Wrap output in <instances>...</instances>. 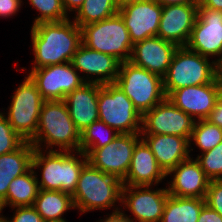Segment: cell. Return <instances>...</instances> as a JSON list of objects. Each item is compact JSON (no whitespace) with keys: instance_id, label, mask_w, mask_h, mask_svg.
<instances>
[{"instance_id":"cell-1","label":"cell","mask_w":222,"mask_h":222,"mask_svg":"<svg viewBox=\"0 0 222 222\" xmlns=\"http://www.w3.org/2000/svg\"><path fill=\"white\" fill-rule=\"evenodd\" d=\"M34 62L31 69L71 62L82 44V30L70 18L31 26Z\"/></svg>"},{"instance_id":"cell-2","label":"cell","mask_w":222,"mask_h":222,"mask_svg":"<svg viewBox=\"0 0 222 222\" xmlns=\"http://www.w3.org/2000/svg\"><path fill=\"white\" fill-rule=\"evenodd\" d=\"M87 162L88 158L82 151H48L35 148L32 156V168L42 170L40 180L36 173L39 188L63 191L71 195L77 187L81 169Z\"/></svg>"},{"instance_id":"cell-3","label":"cell","mask_w":222,"mask_h":222,"mask_svg":"<svg viewBox=\"0 0 222 222\" xmlns=\"http://www.w3.org/2000/svg\"><path fill=\"white\" fill-rule=\"evenodd\" d=\"M29 142L42 150L80 151V132L63 100L43 102L37 132Z\"/></svg>"},{"instance_id":"cell-4","label":"cell","mask_w":222,"mask_h":222,"mask_svg":"<svg viewBox=\"0 0 222 222\" xmlns=\"http://www.w3.org/2000/svg\"><path fill=\"white\" fill-rule=\"evenodd\" d=\"M122 187V180L87 162L81 169L77 187L72 194L75 209L80 211L81 215L112 207L115 209L113 212L120 211L121 207L116 204L119 202L121 205Z\"/></svg>"},{"instance_id":"cell-5","label":"cell","mask_w":222,"mask_h":222,"mask_svg":"<svg viewBox=\"0 0 222 222\" xmlns=\"http://www.w3.org/2000/svg\"><path fill=\"white\" fill-rule=\"evenodd\" d=\"M216 77L215 60H210L187 46H180L173 55L167 74L163 77V90L167 98L174 90L211 83Z\"/></svg>"},{"instance_id":"cell-6","label":"cell","mask_w":222,"mask_h":222,"mask_svg":"<svg viewBox=\"0 0 222 222\" xmlns=\"http://www.w3.org/2000/svg\"><path fill=\"white\" fill-rule=\"evenodd\" d=\"M115 84L128 96L141 115L166 98L163 78L130 61L121 63Z\"/></svg>"},{"instance_id":"cell-7","label":"cell","mask_w":222,"mask_h":222,"mask_svg":"<svg viewBox=\"0 0 222 222\" xmlns=\"http://www.w3.org/2000/svg\"><path fill=\"white\" fill-rule=\"evenodd\" d=\"M81 30L82 44L87 48L111 55L121 63L130 60L133 43L119 13L99 22L84 25Z\"/></svg>"},{"instance_id":"cell-8","label":"cell","mask_w":222,"mask_h":222,"mask_svg":"<svg viewBox=\"0 0 222 222\" xmlns=\"http://www.w3.org/2000/svg\"><path fill=\"white\" fill-rule=\"evenodd\" d=\"M99 120L119 134L141 132L142 115L128 96L115 84H98Z\"/></svg>"},{"instance_id":"cell-9","label":"cell","mask_w":222,"mask_h":222,"mask_svg":"<svg viewBox=\"0 0 222 222\" xmlns=\"http://www.w3.org/2000/svg\"><path fill=\"white\" fill-rule=\"evenodd\" d=\"M6 118L25 141H30L37 132L38 119L44 102L36 84L25 76L12 95Z\"/></svg>"},{"instance_id":"cell-10","label":"cell","mask_w":222,"mask_h":222,"mask_svg":"<svg viewBox=\"0 0 222 222\" xmlns=\"http://www.w3.org/2000/svg\"><path fill=\"white\" fill-rule=\"evenodd\" d=\"M140 139V133L118 134L111 143L97 149H88L84 154L93 167L123 180L130 168L136 143Z\"/></svg>"},{"instance_id":"cell-11","label":"cell","mask_w":222,"mask_h":222,"mask_svg":"<svg viewBox=\"0 0 222 222\" xmlns=\"http://www.w3.org/2000/svg\"><path fill=\"white\" fill-rule=\"evenodd\" d=\"M44 101H60L85 82L71 62L28 71Z\"/></svg>"},{"instance_id":"cell-12","label":"cell","mask_w":222,"mask_h":222,"mask_svg":"<svg viewBox=\"0 0 222 222\" xmlns=\"http://www.w3.org/2000/svg\"><path fill=\"white\" fill-rule=\"evenodd\" d=\"M196 120L168 98L142 115L140 134L176 135L190 140Z\"/></svg>"},{"instance_id":"cell-13","label":"cell","mask_w":222,"mask_h":222,"mask_svg":"<svg viewBox=\"0 0 222 222\" xmlns=\"http://www.w3.org/2000/svg\"><path fill=\"white\" fill-rule=\"evenodd\" d=\"M153 186L123 185L121 206L135 217L127 216L132 222H160L166 200L169 196L167 187L152 189Z\"/></svg>"},{"instance_id":"cell-14","label":"cell","mask_w":222,"mask_h":222,"mask_svg":"<svg viewBox=\"0 0 222 222\" xmlns=\"http://www.w3.org/2000/svg\"><path fill=\"white\" fill-rule=\"evenodd\" d=\"M190 50L205 57L222 58V11L198 6V16L186 45Z\"/></svg>"},{"instance_id":"cell-15","label":"cell","mask_w":222,"mask_h":222,"mask_svg":"<svg viewBox=\"0 0 222 222\" xmlns=\"http://www.w3.org/2000/svg\"><path fill=\"white\" fill-rule=\"evenodd\" d=\"M221 95L222 84L216 77L211 83L174 90L167 98L183 112L200 120L209 116Z\"/></svg>"},{"instance_id":"cell-16","label":"cell","mask_w":222,"mask_h":222,"mask_svg":"<svg viewBox=\"0 0 222 222\" xmlns=\"http://www.w3.org/2000/svg\"><path fill=\"white\" fill-rule=\"evenodd\" d=\"M132 43L157 36L162 6L156 0H139L118 10Z\"/></svg>"},{"instance_id":"cell-17","label":"cell","mask_w":222,"mask_h":222,"mask_svg":"<svg viewBox=\"0 0 222 222\" xmlns=\"http://www.w3.org/2000/svg\"><path fill=\"white\" fill-rule=\"evenodd\" d=\"M71 63L79 73L86 74L81 76L85 83L100 85L115 83L121 65L117 58L91 50L83 44L73 55Z\"/></svg>"},{"instance_id":"cell-18","label":"cell","mask_w":222,"mask_h":222,"mask_svg":"<svg viewBox=\"0 0 222 222\" xmlns=\"http://www.w3.org/2000/svg\"><path fill=\"white\" fill-rule=\"evenodd\" d=\"M199 4H181L162 7L157 36L180 46H186L191 36Z\"/></svg>"},{"instance_id":"cell-19","label":"cell","mask_w":222,"mask_h":222,"mask_svg":"<svg viewBox=\"0 0 222 222\" xmlns=\"http://www.w3.org/2000/svg\"><path fill=\"white\" fill-rule=\"evenodd\" d=\"M178 46L159 36L146 38L133 44L130 62L162 78L167 74Z\"/></svg>"},{"instance_id":"cell-20","label":"cell","mask_w":222,"mask_h":222,"mask_svg":"<svg viewBox=\"0 0 222 222\" xmlns=\"http://www.w3.org/2000/svg\"><path fill=\"white\" fill-rule=\"evenodd\" d=\"M193 157L180 162L166 175H170L168 193L172 196L205 199L210 179L201 169L199 162Z\"/></svg>"},{"instance_id":"cell-21","label":"cell","mask_w":222,"mask_h":222,"mask_svg":"<svg viewBox=\"0 0 222 222\" xmlns=\"http://www.w3.org/2000/svg\"><path fill=\"white\" fill-rule=\"evenodd\" d=\"M166 177V173L158 165L152 151L141 138L134 148L130 168L122 180L123 185L156 186Z\"/></svg>"},{"instance_id":"cell-22","label":"cell","mask_w":222,"mask_h":222,"mask_svg":"<svg viewBox=\"0 0 222 222\" xmlns=\"http://www.w3.org/2000/svg\"><path fill=\"white\" fill-rule=\"evenodd\" d=\"M140 135L166 174L180 162L191 157L188 138L164 134Z\"/></svg>"},{"instance_id":"cell-23","label":"cell","mask_w":222,"mask_h":222,"mask_svg":"<svg viewBox=\"0 0 222 222\" xmlns=\"http://www.w3.org/2000/svg\"><path fill=\"white\" fill-rule=\"evenodd\" d=\"M63 101L80 133L99 120L98 84L84 83L80 88L69 93Z\"/></svg>"},{"instance_id":"cell-24","label":"cell","mask_w":222,"mask_h":222,"mask_svg":"<svg viewBox=\"0 0 222 222\" xmlns=\"http://www.w3.org/2000/svg\"><path fill=\"white\" fill-rule=\"evenodd\" d=\"M35 147L25 141L18 149L0 155V203L6 198L10 183L32 167Z\"/></svg>"},{"instance_id":"cell-25","label":"cell","mask_w":222,"mask_h":222,"mask_svg":"<svg viewBox=\"0 0 222 222\" xmlns=\"http://www.w3.org/2000/svg\"><path fill=\"white\" fill-rule=\"evenodd\" d=\"M36 170L32 167L24 174L16 177L9 186L6 198L0 203V213L4 207L33 206L39 193Z\"/></svg>"},{"instance_id":"cell-26","label":"cell","mask_w":222,"mask_h":222,"mask_svg":"<svg viewBox=\"0 0 222 222\" xmlns=\"http://www.w3.org/2000/svg\"><path fill=\"white\" fill-rule=\"evenodd\" d=\"M33 207L44 221L64 219V213L69 209H75L71 194L43 189L39 190Z\"/></svg>"},{"instance_id":"cell-27","label":"cell","mask_w":222,"mask_h":222,"mask_svg":"<svg viewBox=\"0 0 222 222\" xmlns=\"http://www.w3.org/2000/svg\"><path fill=\"white\" fill-rule=\"evenodd\" d=\"M205 199L169 195L160 222H198Z\"/></svg>"},{"instance_id":"cell-28","label":"cell","mask_w":222,"mask_h":222,"mask_svg":"<svg viewBox=\"0 0 222 222\" xmlns=\"http://www.w3.org/2000/svg\"><path fill=\"white\" fill-rule=\"evenodd\" d=\"M118 10L115 0H84L73 21L81 28L112 17L118 13Z\"/></svg>"},{"instance_id":"cell-29","label":"cell","mask_w":222,"mask_h":222,"mask_svg":"<svg viewBox=\"0 0 222 222\" xmlns=\"http://www.w3.org/2000/svg\"><path fill=\"white\" fill-rule=\"evenodd\" d=\"M118 134L103 121L97 120L80 133V151L85 153L88 149L103 147L111 143Z\"/></svg>"},{"instance_id":"cell-30","label":"cell","mask_w":222,"mask_h":222,"mask_svg":"<svg viewBox=\"0 0 222 222\" xmlns=\"http://www.w3.org/2000/svg\"><path fill=\"white\" fill-rule=\"evenodd\" d=\"M222 141V128L210 123L206 119L196 120L191 138L189 140L190 151H193L192 145L197 146L201 153L211 150ZM194 142V143H191Z\"/></svg>"},{"instance_id":"cell-31","label":"cell","mask_w":222,"mask_h":222,"mask_svg":"<svg viewBox=\"0 0 222 222\" xmlns=\"http://www.w3.org/2000/svg\"><path fill=\"white\" fill-rule=\"evenodd\" d=\"M32 8H35L39 15L33 21L32 26L42 22H59L69 18L62 0H28Z\"/></svg>"},{"instance_id":"cell-32","label":"cell","mask_w":222,"mask_h":222,"mask_svg":"<svg viewBox=\"0 0 222 222\" xmlns=\"http://www.w3.org/2000/svg\"><path fill=\"white\" fill-rule=\"evenodd\" d=\"M206 176L212 180H222V141L209 151L195 158Z\"/></svg>"},{"instance_id":"cell-33","label":"cell","mask_w":222,"mask_h":222,"mask_svg":"<svg viewBox=\"0 0 222 222\" xmlns=\"http://www.w3.org/2000/svg\"><path fill=\"white\" fill-rule=\"evenodd\" d=\"M0 111V155L18 149L25 140L13 130L8 119Z\"/></svg>"},{"instance_id":"cell-34","label":"cell","mask_w":222,"mask_h":222,"mask_svg":"<svg viewBox=\"0 0 222 222\" xmlns=\"http://www.w3.org/2000/svg\"><path fill=\"white\" fill-rule=\"evenodd\" d=\"M205 203L222 216V180H212L205 196Z\"/></svg>"},{"instance_id":"cell-35","label":"cell","mask_w":222,"mask_h":222,"mask_svg":"<svg viewBox=\"0 0 222 222\" xmlns=\"http://www.w3.org/2000/svg\"><path fill=\"white\" fill-rule=\"evenodd\" d=\"M13 209V217L9 219L3 216L5 222H45L33 206L13 207Z\"/></svg>"},{"instance_id":"cell-36","label":"cell","mask_w":222,"mask_h":222,"mask_svg":"<svg viewBox=\"0 0 222 222\" xmlns=\"http://www.w3.org/2000/svg\"><path fill=\"white\" fill-rule=\"evenodd\" d=\"M23 0H0V17L8 18L19 12Z\"/></svg>"},{"instance_id":"cell-37","label":"cell","mask_w":222,"mask_h":222,"mask_svg":"<svg viewBox=\"0 0 222 222\" xmlns=\"http://www.w3.org/2000/svg\"><path fill=\"white\" fill-rule=\"evenodd\" d=\"M206 120L222 128V95L216 101L215 107L212 109Z\"/></svg>"},{"instance_id":"cell-38","label":"cell","mask_w":222,"mask_h":222,"mask_svg":"<svg viewBox=\"0 0 222 222\" xmlns=\"http://www.w3.org/2000/svg\"><path fill=\"white\" fill-rule=\"evenodd\" d=\"M198 222H222V216L205 205L200 212Z\"/></svg>"},{"instance_id":"cell-39","label":"cell","mask_w":222,"mask_h":222,"mask_svg":"<svg viewBox=\"0 0 222 222\" xmlns=\"http://www.w3.org/2000/svg\"><path fill=\"white\" fill-rule=\"evenodd\" d=\"M98 222H132L127 216H125V211L120 210L117 212H113L111 214L106 215V217L103 219H100Z\"/></svg>"},{"instance_id":"cell-40","label":"cell","mask_w":222,"mask_h":222,"mask_svg":"<svg viewBox=\"0 0 222 222\" xmlns=\"http://www.w3.org/2000/svg\"><path fill=\"white\" fill-rule=\"evenodd\" d=\"M83 2L84 0H62L64 9L67 14L74 11V13H76L77 10L83 5Z\"/></svg>"},{"instance_id":"cell-41","label":"cell","mask_w":222,"mask_h":222,"mask_svg":"<svg viewBox=\"0 0 222 222\" xmlns=\"http://www.w3.org/2000/svg\"><path fill=\"white\" fill-rule=\"evenodd\" d=\"M199 4L204 8L222 11V0H201Z\"/></svg>"},{"instance_id":"cell-42","label":"cell","mask_w":222,"mask_h":222,"mask_svg":"<svg viewBox=\"0 0 222 222\" xmlns=\"http://www.w3.org/2000/svg\"><path fill=\"white\" fill-rule=\"evenodd\" d=\"M162 7L181 4H199L198 0H156Z\"/></svg>"},{"instance_id":"cell-43","label":"cell","mask_w":222,"mask_h":222,"mask_svg":"<svg viewBox=\"0 0 222 222\" xmlns=\"http://www.w3.org/2000/svg\"><path fill=\"white\" fill-rule=\"evenodd\" d=\"M217 80L222 84V58L216 63Z\"/></svg>"},{"instance_id":"cell-44","label":"cell","mask_w":222,"mask_h":222,"mask_svg":"<svg viewBox=\"0 0 222 222\" xmlns=\"http://www.w3.org/2000/svg\"><path fill=\"white\" fill-rule=\"evenodd\" d=\"M136 1H139V0H115V3L118 7V9H121L122 7H124L125 5H128V4H131V3H134Z\"/></svg>"},{"instance_id":"cell-45","label":"cell","mask_w":222,"mask_h":222,"mask_svg":"<svg viewBox=\"0 0 222 222\" xmlns=\"http://www.w3.org/2000/svg\"><path fill=\"white\" fill-rule=\"evenodd\" d=\"M45 222H68L66 219H57V220H50V221H45Z\"/></svg>"},{"instance_id":"cell-46","label":"cell","mask_w":222,"mask_h":222,"mask_svg":"<svg viewBox=\"0 0 222 222\" xmlns=\"http://www.w3.org/2000/svg\"><path fill=\"white\" fill-rule=\"evenodd\" d=\"M0 222H5L4 218H3V214L0 213Z\"/></svg>"}]
</instances>
